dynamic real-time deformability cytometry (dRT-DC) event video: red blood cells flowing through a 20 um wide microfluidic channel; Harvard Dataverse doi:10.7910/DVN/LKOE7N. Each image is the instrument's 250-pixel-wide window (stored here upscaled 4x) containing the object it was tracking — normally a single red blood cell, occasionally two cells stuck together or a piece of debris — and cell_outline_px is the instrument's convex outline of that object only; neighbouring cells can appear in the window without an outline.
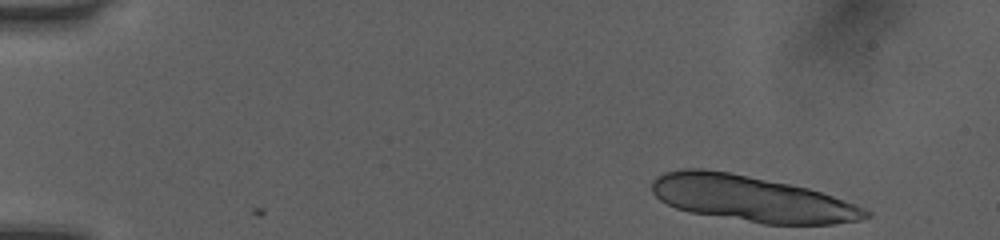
{"species": "human", "species_latin": "Homo sapiens", "temperature_condition": "room temperature", "stored_images_in_passage": 13, "camera_frame_rate_fps": 3000, "um_per_image_px": 0.085, "donor": {"sex": "female"}, "frame": {"image": 1, "passage_image": 1, "time_ms": 0.0, "image_size_px": [1000, 240], "cell_outline_px": [[872, 216], [860, 220], [832, 224], [764, 224], [692, 212], [676, 208], [660, 200], [652, 192], [652, 180], [656, 176], [664, 172], [680, 168], [704, 168], [728, 172], [808, 188], [856, 204], [872, 212]], "centroid_in_image_um": [63.87, 16.88], "position_along_channel_um": 21.1, "area_um2": 56.93}}